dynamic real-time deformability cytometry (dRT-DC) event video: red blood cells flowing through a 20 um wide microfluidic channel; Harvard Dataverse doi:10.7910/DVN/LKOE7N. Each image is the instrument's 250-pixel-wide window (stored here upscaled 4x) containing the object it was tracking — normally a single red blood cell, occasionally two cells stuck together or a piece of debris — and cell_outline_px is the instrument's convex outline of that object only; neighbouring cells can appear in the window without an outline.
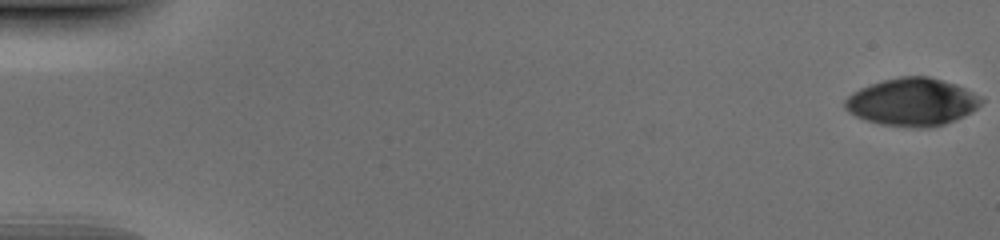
{"species": "human", "species_latin": "Homo sapiens", "temperature_condition": "cold", "stored_images_in_passage": 53, "camera_frame_rate_fps": 3000, "um_per_image_px": 0.085, "donor": {"sex": "male"}, "frame": {"image": 1, "passage_image": 1, "time_ms": 0.0, "image_size_px": [1000, 240], "cell_outline_px": [[984, 100], [972, 112], [956, 120], [944, 124], [928, 128], [920, 128], [880, 124], [856, 116], [848, 112], [844, 108], [844, 100], [852, 92], [860, 88], [884, 80], [900, 76], [928, 76], [956, 84], [980, 96]], "centroid_in_image_um": [77.54, 8.67], "position_along_channel_um": 7.5, "area_um2": 37.8}}
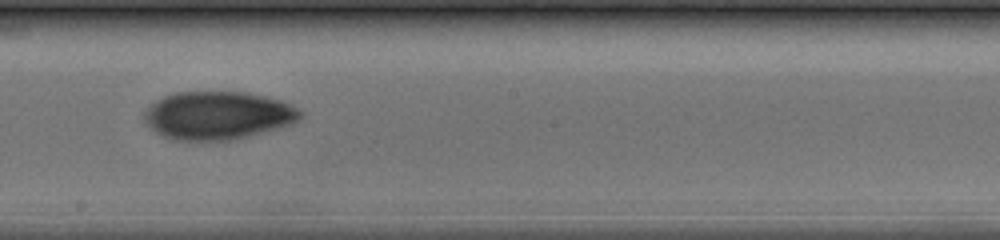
{"frame": {"image": 2, "passage_image": 31, "time_ms": 10.0, "image_size_px": [1000, 240], "cell_outline_px": [[304, 116], [292, 124], [248, 136], [228, 140], [172, 140], [156, 132], [144, 120], [144, 112], [148, 104], [172, 92], [248, 92], [280, 100], [304, 112]], "centroid_in_image_um": [18.5, 9.8], "position_along_channel_um": 229.7, "area_um2": 43.75}}
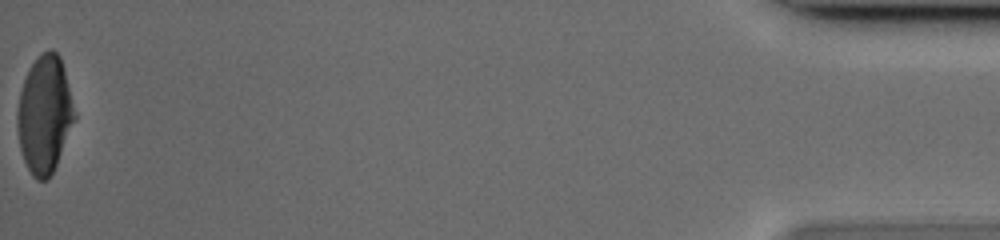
{"frame": {"image": 3, "passage_image": 53, "time_ms": 17.333, "image_size_px": [1000, 240], "cell_outline_px": [[76, 120], [56, 164], [48, 180], [36, 180], [32, 176], [24, 160], [20, 148], [16, 128], [16, 112], [20, 92], [24, 80], [32, 64], [48, 48], [52, 48], [60, 56], [64, 68], [76, 116]], "centroid_in_image_um": [3.78, 9.75], "position_along_channel_um": 431.4, "area_um2": 39.13}}